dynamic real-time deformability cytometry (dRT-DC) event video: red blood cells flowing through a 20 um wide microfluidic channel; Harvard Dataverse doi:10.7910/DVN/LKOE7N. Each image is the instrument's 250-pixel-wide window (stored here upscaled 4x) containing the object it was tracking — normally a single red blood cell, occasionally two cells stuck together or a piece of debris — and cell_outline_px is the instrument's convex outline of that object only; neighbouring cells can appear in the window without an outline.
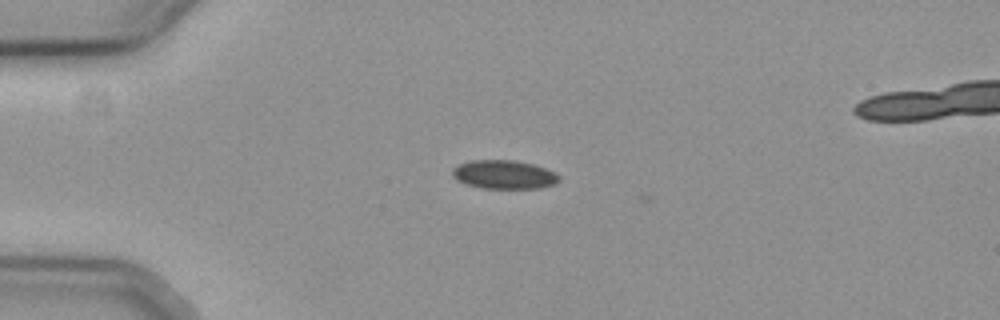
{"species": "common noctule bat (a hibernating species)", "species_latin": "Nyctalus noctula", "temperature_condition": "cold", "stored_images_in_passage": 37, "camera_frame_rate_fps": 3000, "um_per_image_px": 0.085, "animal": {"sex": "female", "body_mass_g": 19.3, "forearm_length_mm": 54.1}, "frame": {"image": 1, "passage_image": 1, "time_ms": 0.0, "image_size_px": [1000, 320], "cell_outline_px": [[560, 180], [556, 184], [540, 188], [480, 188], [464, 184], [456, 180], [452, 176], [452, 168], [468, 160], [516, 160], [532, 164], [556, 172], [560, 176]], "centroid_in_image_um": [42.83, 14.84], "position_along_channel_um": 42.2, "area_um2": 18.09}}
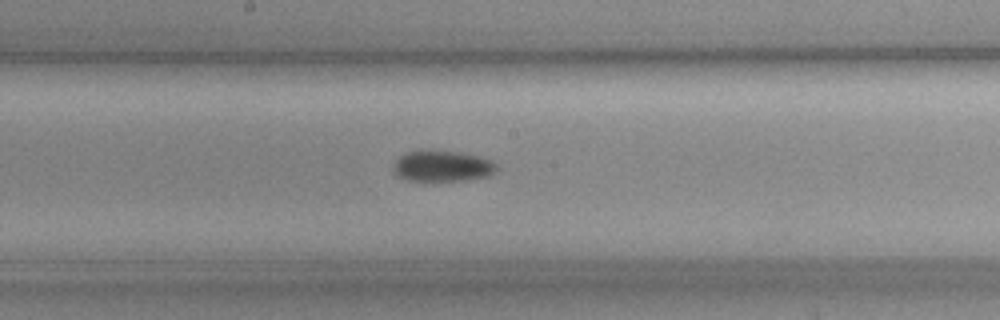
{"frame": {"image": 2, "passage_image": 17, "time_ms": 5.333, "image_size_px": [1000, 320], "cell_outline_px": [[496, 168], [488, 176], [464, 180], [408, 180], [396, 176], [392, 172], [392, 164], [400, 156], [408, 152], [420, 148], [460, 152], [480, 156], [496, 164]], "centroid_in_image_um": [37.5, 14.08], "position_along_channel_um": 210.7, "area_um2": 18.84}}
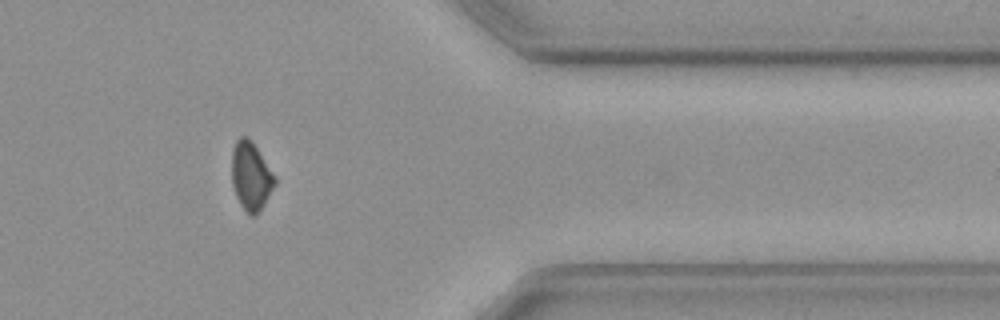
{"frame": {"image": 3, "passage_image": 33, "time_ms": 10.667, "image_size_px": [1000, 320], "cell_outline_px": [[276, 184], [264, 204], [256, 216], [248, 216], [240, 204], [236, 196], [232, 184], [232, 148], [236, 140], [240, 136], [248, 136], [252, 140], [276, 176]], "centroid_in_image_um": [21.33, 14.96], "position_along_channel_um": 390.1, "area_um2": 17.46}, "authors_computed_cell_mechanics": {"area_um2": 18.0914, "velocity_mm_per_s": 3.7171, "shape_relaxation_time_tau1_ms": 7.2237, "shape_relaxation_time_tau2_ms": null, "deformation_change_tau1": 0.0698, "deformation_change_tau2": null}}